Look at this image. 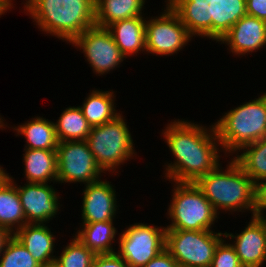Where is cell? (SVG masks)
<instances>
[{"label": "cell", "instance_id": "cell-32", "mask_svg": "<svg viewBox=\"0 0 266 267\" xmlns=\"http://www.w3.org/2000/svg\"><path fill=\"white\" fill-rule=\"evenodd\" d=\"M143 267H179L177 261L166 250H162Z\"/></svg>", "mask_w": 266, "mask_h": 267}, {"label": "cell", "instance_id": "cell-23", "mask_svg": "<svg viewBox=\"0 0 266 267\" xmlns=\"http://www.w3.org/2000/svg\"><path fill=\"white\" fill-rule=\"evenodd\" d=\"M82 227L75 236L95 255L115 253L111 247L116 234L113 221L83 223Z\"/></svg>", "mask_w": 266, "mask_h": 267}, {"label": "cell", "instance_id": "cell-12", "mask_svg": "<svg viewBox=\"0 0 266 267\" xmlns=\"http://www.w3.org/2000/svg\"><path fill=\"white\" fill-rule=\"evenodd\" d=\"M26 224H44L59 210L58 194L47 183H28L17 187Z\"/></svg>", "mask_w": 266, "mask_h": 267}, {"label": "cell", "instance_id": "cell-16", "mask_svg": "<svg viewBox=\"0 0 266 267\" xmlns=\"http://www.w3.org/2000/svg\"><path fill=\"white\" fill-rule=\"evenodd\" d=\"M85 186L81 214L82 223L113 221L118 206L112 184L98 180Z\"/></svg>", "mask_w": 266, "mask_h": 267}, {"label": "cell", "instance_id": "cell-33", "mask_svg": "<svg viewBox=\"0 0 266 267\" xmlns=\"http://www.w3.org/2000/svg\"><path fill=\"white\" fill-rule=\"evenodd\" d=\"M246 13L266 21V0H246Z\"/></svg>", "mask_w": 266, "mask_h": 267}, {"label": "cell", "instance_id": "cell-28", "mask_svg": "<svg viewBox=\"0 0 266 267\" xmlns=\"http://www.w3.org/2000/svg\"><path fill=\"white\" fill-rule=\"evenodd\" d=\"M58 257L54 262L58 267H92L95 254L75 236Z\"/></svg>", "mask_w": 266, "mask_h": 267}, {"label": "cell", "instance_id": "cell-4", "mask_svg": "<svg viewBox=\"0 0 266 267\" xmlns=\"http://www.w3.org/2000/svg\"><path fill=\"white\" fill-rule=\"evenodd\" d=\"M221 148L240 151L250 143L266 137V93L228 113L214 124Z\"/></svg>", "mask_w": 266, "mask_h": 267}, {"label": "cell", "instance_id": "cell-35", "mask_svg": "<svg viewBox=\"0 0 266 267\" xmlns=\"http://www.w3.org/2000/svg\"><path fill=\"white\" fill-rule=\"evenodd\" d=\"M12 236L13 235L7 229L0 227V254L5 247V244Z\"/></svg>", "mask_w": 266, "mask_h": 267}, {"label": "cell", "instance_id": "cell-14", "mask_svg": "<svg viewBox=\"0 0 266 267\" xmlns=\"http://www.w3.org/2000/svg\"><path fill=\"white\" fill-rule=\"evenodd\" d=\"M193 36L212 38V20H217L218 0H167Z\"/></svg>", "mask_w": 266, "mask_h": 267}, {"label": "cell", "instance_id": "cell-29", "mask_svg": "<svg viewBox=\"0 0 266 267\" xmlns=\"http://www.w3.org/2000/svg\"><path fill=\"white\" fill-rule=\"evenodd\" d=\"M2 252L0 267H42L14 236L7 241Z\"/></svg>", "mask_w": 266, "mask_h": 267}, {"label": "cell", "instance_id": "cell-38", "mask_svg": "<svg viewBox=\"0 0 266 267\" xmlns=\"http://www.w3.org/2000/svg\"><path fill=\"white\" fill-rule=\"evenodd\" d=\"M42 267H58V266L55 263H53V264L45 265V266H42Z\"/></svg>", "mask_w": 266, "mask_h": 267}, {"label": "cell", "instance_id": "cell-13", "mask_svg": "<svg viewBox=\"0 0 266 267\" xmlns=\"http://www.w3.org/2000/svg\"><path fill=\"white\" fill-rule=\"evenodd\" d=\"M225 238L236 239L234 245L243 267H261L266 261V218L252 216L251 222L237 236L224 233Z\"/></svg>", "mask_w": 266, "mask_h": 267}, {"label": "cell", "instance_id": "cell-17", "mask_svg": "<svg viewBox=\"0 0 266 267\" xmlns=\"http://www.w3.org/2000/svg\"><path fill=\"white\" fill-rule=\"evenodd\" d=\"M13 236L42 266L55 262L56 257L53 256L55 238L45 224H25L16 230Z\"/></svg>", "mask_w": 266, "mask_h": 267}, {"label": "cell", "instance_id": "cell-34", "mask_svg": "<svg viewBox=\"0 0 266 267\" xmlns=\"http://www.w3.org/2000/svg\"><path fill=\"white\" fill-rule=\"evenodd\" d=\"M257 214L260 217L266 218L264 216V210H266V180H264L260 185L257 186Z\"/></svg>", "mask_w": 266, "mask_h": 267}, {"label": "cell", "instance_id": "cell-1", "mask_svg": "<svg viewBox=\"0 0 266 267\" xmlns=\"http://www.w3.org/2000/svg\"><path fill=\"white\" fill-rule=\"evenodd\" d=\"M171 123L163 135L176 162L167 165L166 178L174 182L195 183L220 166V150L216 146H221V143L214 125L209 131L203 126L179 119Z\"/></svg>", "mask_w": 266, "mask_h": 267}, {"label": "cell", "instance_id": "cell-25", "mask_svg": "<svg viewBox=\"0 0 266 267\" xmlns=\"http://www.w3.org/2000/svg\"><path fill=\"white\" fill-rule=\"evenodd\" d=\"M242 149L245 152L233 159L258 186L266 180V137L245 145L240 150Z\"/></svg>", "mask_w": 266, "mask_h": 267}, {"label": "cell", "instance_id": "cell-11", "mask_svg": "<svg viewBox=\"0 0 266 267\" xmlns=\"http://www.w3.org/2000/svg\"><path fill=\"white\" fill-rule=\"evenodd\" d=\"M70 43L83 50L96 74L108 73L126 58L105 27L94 25L75 37Z\"/></svg>", "mask_w": 266, "mask_h": 267}, {"label": "cell", "instance_id": "cell-5", "mask_svg": "<svg viewBox=\"0 0 266 267\" xmlns=\"http://www.w3.org/2000/svg\"><path fill=\"white\" fill-rule=\"evenodd\" d=\"M168 215L172 223L166 230H211L217 217L213 205L192 182H175Z\"/></svg>", "mask_w": 266, "mask_h": 267}, {"label": "cell", "instance_id": "cell-24", "mask_svg": "<svg viewBox=\"0 0 266 267\" xmlns=\"http://www.w3.org/2000/svg\"><path fill=\"white\" fill-rule=\"evenodd\" d=\"M113 96L112 91L93 90L88 95L83 106H80L91 127L111 122L120 115L114 108Z\"/></svg>", "mask_w": 266, "mask_h": 267}, {"label": "cell", "instance_id": "cell-27", "mask_svg": "<svg viewBox=\"0 0 266 267\" xmlns=\"http://www.w3.org/2000/svg\"><path fill=\"white\" fill-rule=\"evenodd\" d=\"M246 13V0H218L217 20H212V40L219 41Z\"/></svg>", "mask_w": 266, "mask_h": 267}, {"label": "cell", "instance_id": "cell-15", "mask_svg": "<svg viewBox=\"0 0 266 267\" xmlns=\"http://www.w3.org/2000/svg\"><path fill=\"white\" fill-rule=\"evenodd\" d=\"M220 41L229 45L231 52L238 55L256 52L266 45V21L246 14Z\"/></svg>", "mask_w": 266, "mask_h": 267}, {"label": "cell", "instance_id": "cell-26", "mask_svg": "<svg viewBox=\"0 0 266 267\" xmlns=\"http://www.w3.org/2000/svg\"><path fill=\"white\" fill-rule=\"evenodd\" d=\"M54 126L59 142L86 140L91 130L80 106L66 108Z\"/></svg>", "mask_w": 266, "mask_h": 267}, {"label": "cell", "instance_id": "cell-9", "mask_svg": "<svg viewBox=\"0 0 266 267\" xmlns=\"http://www.w3.org/2000/svg\"><path fill=\"white\" fill-rule=\"evenodd\" d=\"M57 182H97L101 168L86 140L59 142L57 147Z\"/></svg>", "mask_w": 266, "mask_h": 267}, {"label": "cell", "instance_id": "cell-36", "mask_svg": "<svg viewBox=\"0 0 266 267\" xmlns=\"http://www.w3.org/2000/svg\"><path fill=\"white\" fill-rule=\"evenodd\" d=\"M12 0H0V15L5 13V11L11 9L12 7Z\"/></svg>", "mask_w": 266, "mask_h": 267}, {"label": "cell", "instance_id": "cell-3", "mask_svg": "<svg viewBox=\"0 0 266 267\" xmlns=\"http://www.w3.org/2000/svg\"><path fill=\"white\" fill-rule=\"evenodd\" d=\"M218 166L200 177L195 184L219 214V209L229 211L251 210L257 214V185L233 159L223 172Z\"/></svg>", "mask_w": 266, "mask_h": 267}, {"label": "cell", "instance_id": "cell-31", "mask_svg": "<svg viewBox=\"0 0 266 267\" xmlns=\"http://www.w3.org/2000/svg\"><path fill=\"white\" fill-rule=\"evenodd\" d=\"M92 267H130L116 252L95 255Z\"/></svg>", "mask_w": 266, "mask_h": 267}, {"label": "cell", "instance_id": "cell-2", "mask_svg": "<svg viewBox=\"0 0 266 267\" xmlns=\"http://www.w3.org/2000/svg\"><path fill=\"white\" fill-rule=\"evenodd\" d=\"M95 0H27L24 10L42 31L71 42L96 25Z\"/></svg>", "mask_w": 266, "mask_h": 267}, {"label": "cell", "instance_id": "cell-6", "mask_svg": "<svg viewBox=\"0 0 266 267\" xmlns=\"http://www.w3.org/2000/svg\"><path fill=\"white\" fill-rule=\"evenodd\" d=\"M86 141L102 171L116 170L135 154L130 131L121 114L111 122L91 127Z\"/></svg>", "mask_w": 266, "mask_h": 267}, {"label": "cell", "instance_id": "cell-30", "mask_svg": "<svg viewBox=\"0 0 266 267\" xmlns=\"http://www.w3.org/2000/svg\"><path fill=\"white\" fill-rule=\"evenodd\" d=\"M210 267H243L232 244L222 239L217 245Z\"/></svg>", "mask_w": 266, "mask_h": 267}, {"label": "cell", "instance_id": "cell-7", "mask_svg": "<svg viewBox=\"0 0 266 267\" xmlns=\"http://www.w3.org/2000/svg\"><path fill=\"white\" fill-rule=\"evenodd\" d=\"M222 235L213 230H166L165 249L179 267H210Z\"/></svg>", "mask_w": 266, "mask_h": 267}, {"label": "cell", "instance_id": "cell-8", "mask_svg": "<svg viewBox=\"0 0 266 267\" xmlns=\"http://www.w3.org/2000/svg\"><path fill=\"white\" fill-rule=\"evenodd\" d=\"M136 223L121 233L116 252L130 267H143L165 249V227Z\"/></svg>", "mask_w": 266, "mask_h": 267}, {"label": "cell", "instance_id": "cell-20", "mask_svg": "<svg viewBox=\"0 0 266 267\" xmlns=\"http://www.w3.org/2000/svg\"><path fill=\"white\" fill-rule=\"evenodd\" d=\"M13 183L14 180L9 176L0 185V227L7 229L12 235L15 230H19L26 224L17 185ZM14 225L18 227L16 228Z\"/></svg>", "mask_w": 266, "mask_h": 267}, {"label": "cell", "instance_id": "cell-10", "mask_svg": "<svg viewBox=\"0 0 266 267\" xmlns=\"http://www.w3.org/2000/svg\"><path fill=\"white\" fill-rule=\"evenodd\" d=\"M166 6L160 17L146 21V52L171 55L180 51L192 38L178 15L168 4Z\"/></svg>", "mask_w": 266, "mask_h": 267}, {"label": "cell", "instance_id": "cell-21", "mask_svg": "<svg viewBox=\"0 0 266 267\" xmlns=\"http://www.w3.org/2000/svg\"><path fill=\"white\" fill-rule=\"evenodd\" d=\"M95 22L107 28L110 24L142 15L145 0H95Z\"/></svg>", "mask_w": 266, "mask_h": 267}, {"label": "cell", "instance_id": "cell-18", "mask_svg": "<svg viewBox=\"0 0 266 267\" xmlns=\"http://www.w3.org/2000/svg\"><path fill=\"white\" fill-rule=\"evenodd\" d=\"M142 16L124 19L110 24L107 29L114 42L126 56L146 50L145 29L146 20Z\"/></svg>", "mask_w": 266, "mask_h": 267}, {"label": "cell", "instance_id": "cell-22", "mask_svg": "<svg viewBox=\"0 0 266 267\" xmlns=\"http://www.w3.org/2000/svg\"><path fill=\"white\" fill-rule=\"evenodd\" d=\"M19 135L26 137L28 143L26 149H46L56 151L59 141L56 135L54 123L42 117L33 118L28 123L14 128Z\"/></svg>", "mask_w": 266, "mask_h": 267}, {"label": "cell", "instance_id": "cell-19", "mask_svg": "<svg viewBox=\"0 0 266 267\" xmlns=\"http://www.w3.org/2000/svg\"><path fill=\"white\" fill-rule=\"evenodd\" d=\"M25 176L29 183L57 182V151L24 149Z\"/></svg>", "mask_w": 266, "mask_h": 267}, {"label": "cell", "instance_id": "cell-37", "mask_svg": "<svg viewBox=\"0 0 266 267\" xmlns=\"http://www.w3.org/2000/svg\"><path fill=\"white\" fill-rule=\"evenodd\" d=\"M8 177V173H5V170L0 167V185H2Z\"/></svg>", "mask_w": 266, "mask_h": 267}]
</instances>
